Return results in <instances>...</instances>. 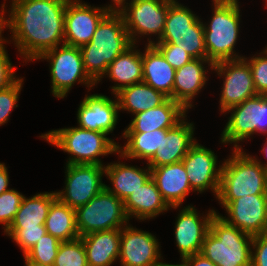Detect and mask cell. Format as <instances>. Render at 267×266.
<instances>
[{
    "mask_svg": "<svg viewBox=\"0 0 267 266\" xmlns=\"http://www.w3.org/2000/svg\"><path fill=\"white\" fill-rule=\"evenodd\" d=\"M159 266H186L185 264H184V262L183 261H181V263H177V264H171V263H166V262H162Z\"/></svg>",
    "mask_w": 267,
    "mask_h": 266,
    "instance_id": "obj_47",
    "label": "cell"
},
{
    "mask_svg": "<svg viewBox=\"0 0 267 266\" xmlns=\"http://www.w3.org/2000/svg\"><path fill=\"white\" fill-rule=\"evenodd\" d=\"M23 197L24 195L14 188L0 194V224L4 232L14 220Z\"/></svg>",
    "mask_w": 267,
    "mask_h": 266,
    "instance_id": "obj_35",
    "label": "cell"
},
{
    "mask_svg": "<svg viewBox=\"0 0 267 266\" xmlns=\"http://www.w3.org/2000/svg\"><path fill=\"white\" fill-rule=\"evenodd\" d=\"M146 165L147 167L143 169L120 161L108 163L105 166V176L113 187L105 184V188L124 201L151 178V168Z\"/></svg>",
    "mask_w": 267,
    "mask_h": 266,
    "instance_id": "obj_27",
    "label": "cell"
},
{
    "mask_svg": "<svg viewBox=\"0 0 267 266\" xmlns=\"http://www.w3.org/2000/svg\"><path fill=\"white\" fill-rule=\"evenodd\" d=\"M182 208L179 210L174 229L175 243L180 252L181 261L201 252L211 219L216 214L215 209L208 210V213L202 216L195 206L186 205Z\"/></svg>",
    "mask_w": 267,
    "mask_h": 266,
    "instance_id": "obj_17",
    "label": "cell"
},
{
    "mask_svg": "<svg viewBox=\"0 0 267 266\" xmlns=\"http://www.w3.org/2000/svg\"><path fill=\"white\" fill-rule=\"evenodd\" d=\"M186 112L179 103L168 98L158 107L135 114L123 133H143L156 129H170L186 116Z\"/></svg>",
    "mask_w": 267,
    "mask_h": 266,
    "instance_id": "obj_23",
    "label": "cell"
},
{
    "mask_svg": "<svg viewBox=\"0 0 267 266\" xmlns=\"http://www.w3.org/2000/svg\"><path fill=\"white\" fill-rule=\"evenodd\" d=\"M143 51V82L173 100L176 70L165 60L162 53L153 44H145Z\"/></svg>",
    "mask_w": 267,
    "mask_h": 266,
    "instance_id": "obj_25",
    "label": "cell"
},
{
    "mask_svg": "<svg viewBox=\"0 0 267 266\" xmlns=\"http://www.w3.org/2000/svg\"><path fill=\"white\" fill-rule=\"evenodd\" d=\"M209 23H203L207 59L213 64L224 60L241 59L234 49L239 38L240 6L238 0H212Z\"/></svg>",
    "mask_w": 267,
    "mask_h": 266,
    "instance_id": "obj_3",
    "label": "cell"
},
{
    "mask_svg": "<svg viewBox=\"0 0 267 266\" xmlns=\"http://www.w3.org/2000/svg\"><path fill=\"white\" fill-rule=\"evenodd\" d=\"M104 132L91 131L78 126L50 130L40 135L69 156L66 164H103L101 156L118 153V143Z\"/></svg>",
    "mask_w": 267,
    "mask_h": 266,
    "instance_id": "obj_5",
    "label": "cell"
},
{
    "mask_svg": "<svg viewBox=\"0 0 267 266\" xmlns=\"http://www.w3.org/2000/svg\"><path fill=\"white\" fill-rule=\"evenodd\" d=\"M9 174L5 163L0 162V194L9 190Z\"/></svg>",
    "mask_w": 267,
    "mask_h": 266,
    "instance_id": "obj_43",
    "label": "cell"
},
{
    "mask_svg": "<svg viewBox=\"0 0 267 266\" xmlns=\"http://www.w3.org/2000/svg\"><path fill=\"white\" fill-rule=\"evenodd\" d=\"M228 122L222 133L221 144H232L233 149H242L240 142L251 139L253 134H267V95H256L231 107Z\"/></svg>",
    "mask_w": 267,
    "mask_h": 266,
    "instance_id": "obj_9",
    "label": "cell"
},
{
    "mask_svg": "<svg viewBox=\"0 0 267 266\" xmlns=\"http://www.w3.org/2000/svg\"><path fill=\"white\" fill-rule=\"evenodd\" d=\"M151 178L163 199L173 209L181 207L187 195L192 191L182 161L152 168Z\"/></svg>",
    "mask_w": 267,
    "mask_h": 266,
    "instance_id": "obj_22",
    "label": "cell"
},
{
    "mask_svg": "<svg viewBox=\"0 0 267 266\" xmlns=\"http://www.w3.org/2000/svg\"><path fill=\"white\" fill-rule=\"evenodd\" d=\"M167 129H156L143 133H122V138L127 141L124 146L118 144V156L125 159H140L148 162L160 148L162 134H166Z\"/></svg>",
    "mask_w": 267,
    "mask_h": 266,
    "instance_id": "obj_31",
    "label": "cell"
},
{
    "mask_svg": "<svg viewBox=\"0 0 267 266\" xmlns=\"http://www.w3.org/2000/svg\"><path fill=\"white\" fill-rule=\"evenodd\" d=\"M5 41L0 40V91L13 85L19 78L15 75V66L12 64L6 50Z\"/></svg>",
    "mask_w": 267,
    "mask_h": 266,
    "instance_id": "obj_40",
    "label": "cell"
},
{
    "mask_svg": "<svg viewBox=\"0 0 267 266\" xmlns=\"http://www.w3.org/2000/svg\"><path fill=\"white\" fill-rule=\"evenodd\" d=\"M114 97L117 98L119 110L133 115L158 107L168 99L162 92L145 82L124 87L115 93Z\"/></svg>",
    "mask_w": 267,
    "mask_h": 266,
    "instance_id": "obj_29",
    "label": "cell"
},
{
    "mask_svg": "<svg viewBox=\"0 0 267 266\" xmlns=\"http://www.w3.org/2000/svg\"><path fill=\"white\" fill-rule=\"evenodd\" d=\"M195 126L187 121V115L174 127L162 134V143L155 155L147 162L152 169L162 165L181 162L190 147L197 141L194 137Z\"/></svg>",
    "mask_w": 267,
    "mask_h": 266,
    "instance_id": "obj_20",
    "label": "cell"
},
{
    "mask_svg": "<svg viewBox=\"0 0 267 266\" xmlns=\"http://www.w3.org/2000/svg\"><path fill=\"white\" fill-rule=\"evenodd\" d=\"M261 152L264 153L265 154V157L267 158V138H266V142L264 143V145L262 147ZM254 158L259 162V164L261 166L265 167L266 170H267V162L266 163L265 162L262 163L257 156H255Z\"/></svg>",
    "mask_w": 267,
    "mask_h": 266,
    "instance_id": "obj_45",
    "label": "cell"
},
{
    "mask_svg": "<svg viewBox=\"0 0 267 266\" xmlns=\"http://www.w3.org/2000/svg\"><path fill=\"white\" fill-rule=\"evenodd\" d=\"M36 60H47L51 75V92L63 99L77 84L85 85L88 91L97 84L86 73L80 47L59 45L42 53Z\"/></svg>",
    "mask_w": 267,
    "mask_h": 266,
    "instance_id": "obj_8",
    "label": "cell"
},
{
    "mask_svg": "<svg viewBox=\"0 0 267 266\" xmlns=\"http://www.w3.org/2000/svg\"><path fill=\"white\" fill-rule=\"evenodd\" d=\"M132 44L123 53L116 57L108 66L102 78L114 81L111 93L114 95L120 89L143 82L142 52ZM107 76V77H106Z\"/></svg>",
    "mask_w": 267,
    "mask_h": 266,
    "instance_id": "obj_28",
    "label": "cell"
},
{
    "mask_svg": "<svg viewBox=\"0 0 267 266\" xmlns=\"http://www.w3.org/2000/svg\"><path fill=\"white\" fill-rule=\"evenodd\" d=\"M23 82L24 79L20 77L13 85L0 91V126L8 122L11 111L18 107Z\"/></svg>",
    "mask_w": 267,
    "mask_h": 266,
    "instance_id": "obj_38",
    "label": "cell"
},
{
    "mask_svg": "<svg viewBox=\"0 0 267 266\" xmlns=\"http://www.w3.org/2000/svg\"><path fill=\"white\" fill-rule=\"evenodd\" d=\"M2 12H0V40L2 39Z\"/></svg>",
    "mask_w": 267,
    "mask_h": 266,
    "instance_id": "obj_48",
    "label": "cell"
},
{
    "mask_svg": "<svg viewBox=\"0 0 267 266\" xmlns=\"http://www.w3.org/2000/svg\"><path fill=\"white\" fill-rule=\"evenodd\" d=\"M65 187L56 191L57 198L70 208L77 209L99 194L105 183V166L99 164H65Z\"/></svg>",
    "mask_w": 267,
    "mask_h": 266,
    "instance_id": "obj_12",
    "label": "cell"
},
{
    "mask_svg": "<svg viewBox=\"0 0 267 266\" xmlns=\"http://www.w3.org/2000/svg\"><path fill=\"white\" fill-rule=\"evenodd\" d=\"M131 45L121 13L108 12L99 22L92 40L80 47L86 73L98 84L112 61Z\"/></svg>",
    "mask_w": 267,
    "mask_h": 266,
    "instance_id": "obj_2",
    "label": "cell"
},
{
    "mask_svg": "<svg viewBox=\"0 0 267 266\" xmlns=\"http://www.w3.org/2000/svg\"><path fill=\"white\" fill-rule=\"evenodd\" d=\"M252 241V235L215 214L200 253L217 266H251Z\"/></svg>",
    "mask_w": 267,
    "mask_h": 266,
    "instance_id": "obj_6",
    "label": "cell"
},
{
    "mask_svg": "<svg viewBox=\"0 0 267 266\" xmlns=\"http://www.w3.org/2000/svg\"><path fill=\"white\" fill-rule=\"evenodd\" d=\"M155 43H172L194 59H207L202 19L178 1L169 0L164 32Z\"/></svg>",
    "mask_w": 267,
    "mask_h": 266,
    "instance_id": "obj_7",
    "label": "cell"
},
{
    "mask_svg": "<svg viewBox=\"0 0 267 266\" xmlns=\"http://www.w3.org/2000/svg\"><path fill=\"white\" fill-rule=\"evenodd\" d=\"M108 12L82 0H69L65 9L64 44L81 47L88 44Z\"/></svg>",
    "mask_w": 267,
    "mask_h": 266,
    "instance_id": "obj_18",
    "label": "cell"
},
{
    "mask_svg": "<svg viewBox=\"0 0 267 266\" xmlns=\"http://www.w3.org/2000/svg\"><path fill=\"white\" fill-rule=\"evenodd\" d=\"M251 266H267V236H253Z\"/></svg>",
    "mask_w": 267,
    "mask_h": 266,
    "instance_id": "obj_41",
    "label": "cell"
},
{
    "mask_svg": "<svg viewBox=\"0 0 267 266\" xmlns=\"http://www.w3.org/2000/svg\"><path fill=\"white\" fill-rule=\"evenodd\" d=\"M68 1L10 0L8 15L5 13L7 9L4 2L0 10L2 31L9 29L12 41L4 39V36L2 39L16 46L23 62L36 61L42 53L64 44L65 9Z\"/></svg>",
    "mask_w": 267,
    "mask_h": 266,
    "instance_id": "obj_1",
    "label": "cell"
},
{
    "mask_svg": "<svg viewBox=\"0 0 267 266\" xmlns=\"http://www.w3.org/2000/svg\"><path fill=\"white\" fill-rule=\"evenodd\" d=\"M182 261L186 266H217L201 253L188 256Z\"/></svg>",
    "mask_w": 267,
    "mask_h": 266,
    "instance_id": "obj_42",
    "label": "cell"
},
{
    "mask_svg": "<svg viewBox=\"0 0 267 266\" xmlns=\"http://www.w3.org/2000/svg\"><path fill=\"white\" fill-rule=\"evenodd\" d=\"M214 151L197 141L190 147L182 159L192 191L203 193L211 190L217 198L221 181L223 164L218 165Z\"/></svg>",
    "mask_w": 267,
    "mask_h": 266,
    "instance_id": "obj_15",
    "label": "cell"
},
{
    "mask_svg": "<svg viewBox=\"0 0 267 266\" xmlns=\"http://www.w3.org/2000/svg\"><path fill=\"white\" fill-rule=\"evenodd\" d=\"M250 65L257 94L267 95V46L252 57H243Z\"/></svg>",
    "mask_w": 267,
    "mask_h": 266,
    "instance_id": "obj_37",
    "label": "cell"
},
{
    "mask_svg": "<svg viewBox=\"0 0 267 266\" xmlns=\"http://www.w3.org/2000/svg\"><path fill=\"white\" fill-rule=\"evenodd\" d=\"M228 217L218 214L228 224L252 236L267 229V195H246L235 200H218Z\"/></svg>",
    "mask_w": 267,
    "mask_h": 266,
    "instance_id": "obj_14",
    "label": "cell"
},
{
    "mask_svg": "<svg viewBox=\"0 0 267 266\" xmlns=\"http://www.w3.org/2000/svg\"><path fill=\"white\" fill-rule=\"evenodd\" d=\"M213 66L214 64L208 59H192L177 69L173 85V100L186 111L194 107L193 100L209 80L206 74L208 70H213Z\"/></svg>",
    "mask_w": 267,
    "mask_h": 266,
    "instance_id": "obj_21",
    "label": "cell"
},
{
    "mask_svg": "<svg viewBox=\"0 0 267 266\" xmlns=\"http://www.w3.org/2000/svg\"><path fill=\"white\" fill-rule=\"evenodd\" d=\"M61 241L46 233L24 255L43 265L53 266Z\"/></svg>",
    "mask_w": 267,
    "mask_h": 266,
    "instance_id": "obj_34",
    "label": "cell"
},
{
    "mask_svg": "<svg viewBox=\"0 0 267 266\" xmlns=\"http://www.w3.org/2000/svg\"><path fill=\"white\" fill-rule=\"evenodd\" d=\"M160 247L155 235L128 223L121 228L120 265L159 266L163 260Z\"/></svg>",
    "mask_w": 267,
    "mask_h": 266,
    "instance_id": "obj_16",
    "label": "cell"
},
{
    "mask_svg": "<svg viewBox=\"0 0 267 266\" xmlns=\"http://www.w3.org/2000/svg\"><path fill=\"white\" fill-rule=\"evenodd\" d=\"M53 266H88L82 239L61 242Z\"/></svg>",
    "mask_w": 267,
    "mask_h": 266,
    "instance_id": "obj_33",
    "label": "cell"
},
{
    "mask_svg": "<svg viewBox=\"0 0 267 266\" xmlns=\"http://www.w3.org/2000/svg\"><path fill=\"white\" fill-rule=\"evenodd\" d=\"M80 238L88 266H111L119 259L121 229L88 233Z\"/></svg>",
    "mask_w": 267,
    "mask_h": 266,
    "instance_id": "obj_26",
    "label": "cell"
},
{
    "mask_svg": "<svg viewBox=\"0 0 267 266\" xmlns=\"http://www.w3.org/2000/svg\"><path fill=\"white\" fill-rule=\"evenodd\" d=\"M128 223L124 202L106 188L76 209V227L80 237L88 233L121 229Z\"/></svg>",
    "mask_w": 267,
    "mask_h": 266,
    "instance_id": "obj_10",
    "label": "cell"
},
{
    "mask_svg": "<svg viewBox=\"0 0 267 266\" xmlns=\"http://www.w3.org/2000/svg\"><path fill=\"white\" fill-rule=\"evenodd\" d=\"M56 198V191L36 193L29 198L24 195L9 228H31L45 225L51 203Z\"/></svg>",
    "mask_w": 267,
    "mask_h": 266,
    "instance_id": "obj_30",
    "label": "cell"
},
{
    "mask_svg": "<svg viewBox=\"0 0 267 266\" xmlns=\"http://www.w3.org/2000/svg\"><path fill=\"white\" fill-rule=\"evenodd\" d=\"M47 233L45 225H37L31 228H8L4 234L10 237L25 254L34 246L43 235Z\"/></svg>",
    "mask_w": 267,
    "mask_h": 266,
    "instance_id": "obj_36",
    "label": "cell"
},
{
    "mask_svg": "<svg viewBox=\"0 0 267 266\" xmlns=\"http://www.w3.org/2000/svg\"><path fill=\"white\" fill-rule=\"evenodd\" d=\"M123 202L129 220L135 218L149 221L172 209L163 199L152 178L133 191Z\"/></svg>",
    "mask_w": 267,
    "mask_h": 266,
    "instance_id": "obj_24",
    "label": "cell"
},
{
    "mask_svg": "<svg viewBox=\"0 0 267 266\" xmlns=\"http://www.w3.org/2000/svg\"><path fill=\"white\" fill-rule=\"evenodd\" d=\"M153 45L175 70L194 59L188 52L179 49L178 45L172 43H154Z\"/></svg>",
    "mask_w": 267,
    "mask_h": 266,
    "instance_id": "obj_39",
    "label": "cell"
},
{
    "mask_svg": "<svg viewBox=\"0 0 267 266\" xmlns=\"http://www.w3.org/2000/svg\"><path fill=\"white\" fill-rule=\"evenodd\" d=\"M45 228L61 242L80 238L76 227V210L56 198L52 203L45 221Z\"/></svg>",
    "mask_w": 267,
    "mask_h": 266,
    "instance_id": "obj_32",
    "label": "cell"
},
{
    "mask_svg": "<svg viewBox=\"0 0 267 266\" xmlns=\"http://www.w3.org/2000/svg\"><path fill=\"white\" fill-rule=\"evenodd\" d=\"M24 261H25V266H48V265H43L42 263L33 261L31 259H28L25 255H23Z\"/></svg>",
    "mask_w": 267,
    "mask_h": 266,
    "instance_id": "obj_46",
    "label": "cell"
},
{
    "mask_svg": "<svg viewBox=\"0 0 267 266\" xmlns=\"http://www.w3.org/2000/svg\"><path fill=\"white\" fill-rule=\"evenodd\" d=\"M221 163L217 200H235L246 195H267V170L245 150H232Z\"/></svg>",
    "mask_w": 267,
    "mask_h": 266,
    "instance_id": "obj_4",
    "label": "cell"
},
{
    "mask_svg": "<svg viewBox=\"0 0 267 266\" xmlns=\"http://www.w3.org/2000/svg\"><path fill=\"white\" fill-rule=\"evenodd\" d=\"M212 71L223 78L219 99L221 114L246 99L258 95L254 87L251 67L244 58L217 62Z\"/></svg>",
    "mask_w": 267,
    "mask_h": 266,
    "instance_id": "obj_13",
    "label": "cell"
},
{
    "mask_svg": "<svg viewBox=\"0 0 267 266\" xmlns=\"http://www.w3.org/2000/svg\"><path fill=\"white\" fill-rule=\"evenodd\" d=\"M168 8L169 0L129 1L120 13L132 44H137L142 36H148V45L155 43L150 38L153 35L158 41L164 32Z\"/></svg>",
    "mask_w": 267,
    "mask_h": 266,
    "instance_id": "obj_11",
    "label": "cell"
},
{
    "mask_svg": "<svg viewBox=\"0 0 267 266\" xmlns=\"http://www.w3.org/2000/svg\"><path fill=\"white\" fill-rule=\"evenodd\" d=\"M119 111L116 97L112 100L103 94L85 95L77 109L78 127L109 135L116 128Z\"/></svg>",
    "mask_w": 267,
    "mask_h": 266,
    "instance_id": "obj_19",
    "label": "cell"
},
{
    "mask_svg": "<svg viewBox=\"0 0 267 266\" xmlns=\"http://www.w3.org/2000/svg\"><path fill=\"white\" fill-rule=\"evenodd\" d=\"M126 1L127 0H111V4L104 5L102 8L107 12L120 13L129 3Z\"/></svg>",
    "mask_w": 267,
    "mask_h": 266,
    "instance_id": "obj_44",
    "label": "cell"
}]
</instances>
